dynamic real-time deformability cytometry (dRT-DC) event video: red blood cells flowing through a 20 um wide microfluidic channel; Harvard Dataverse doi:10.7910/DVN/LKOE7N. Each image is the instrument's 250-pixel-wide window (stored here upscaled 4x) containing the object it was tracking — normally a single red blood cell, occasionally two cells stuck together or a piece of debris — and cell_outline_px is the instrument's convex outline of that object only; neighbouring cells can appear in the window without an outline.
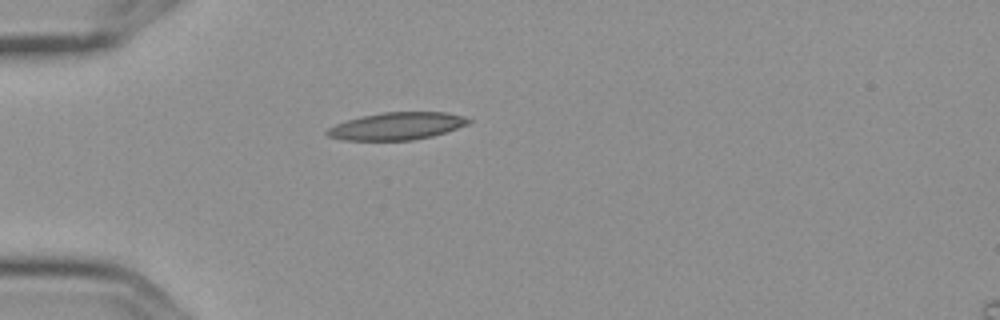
{"species": "Egyptian fruit bat (a non-hibernating species)", "species_latin": "Rousettus aegyptiacus", "temperature_condition": "cold", "stored_images_in_passage": 4, "camera_frame_rate_fps": 3000, "um_per_image_px": 0.085, "frame": {"image": 1, "passage_image": 1, "time_ms": 0.0, "image_size_px": [1000, 320], "cell_outline_px": [[472, 120], [468, 124], [432, 136], [412, 140], [344, 140], [328, 136], [324, 132], [328, 128], [336, 124], [360, 116], [384, 112], [448, 112], [464, 116]], "centroid_in_image_um": [33.73, 10.71], "position_along_channel_um": 51.3, "area_um2": 22.48}}
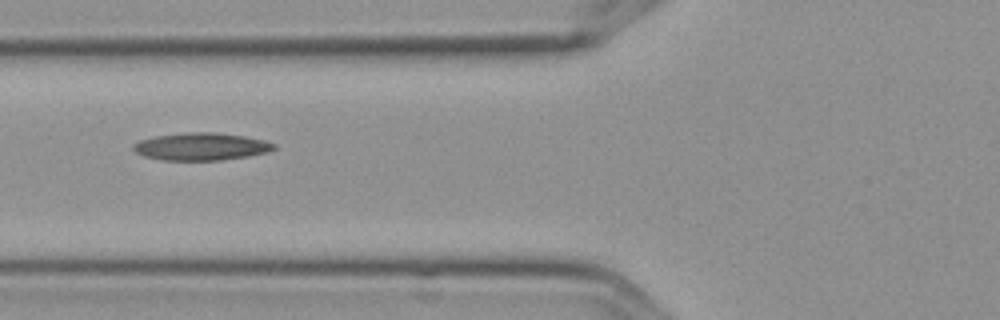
{"frame": {"image": 2, "passage_image": 3, "time_ms": 0.667, "image_size_px": [1000, 320], "cell_outline_px": [[276, 148], [268, 152], [248, 156], [220, 160], [164, 160], [144, 156], [136, 152], [132, 148], [132, 144], [140, 140], [156, 136], [184, 132], [212, 132], [244, 136], [264, 140], [276, 144]], "centroid_in_image_um": [17.1, 12.45], "position_along_channel_um": 108.7, "area_um2": 22.48}}
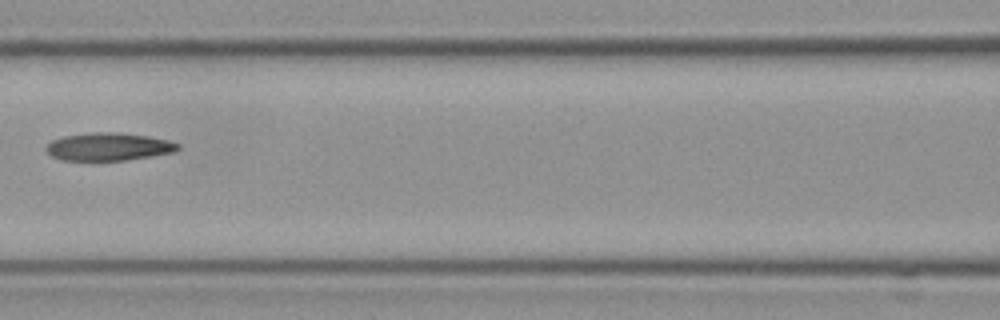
{"frame": {"image": 3, "passage_image": 4, "time_ms": 1.0, "image_size_px": [1000, 320], "cell_outline_px": [[180, 148], [172, 152], [124, 160], [64, 160], [52, 156], [44, 148], [52, 140], [64, 136], [88, 132], [120, 132], [148, 136], [168, 140], [180, 144]], "centroid_in_image_um": [9.21, 12.45], "position_along_channel_um": 157.4, "area_um2": 21.21}}